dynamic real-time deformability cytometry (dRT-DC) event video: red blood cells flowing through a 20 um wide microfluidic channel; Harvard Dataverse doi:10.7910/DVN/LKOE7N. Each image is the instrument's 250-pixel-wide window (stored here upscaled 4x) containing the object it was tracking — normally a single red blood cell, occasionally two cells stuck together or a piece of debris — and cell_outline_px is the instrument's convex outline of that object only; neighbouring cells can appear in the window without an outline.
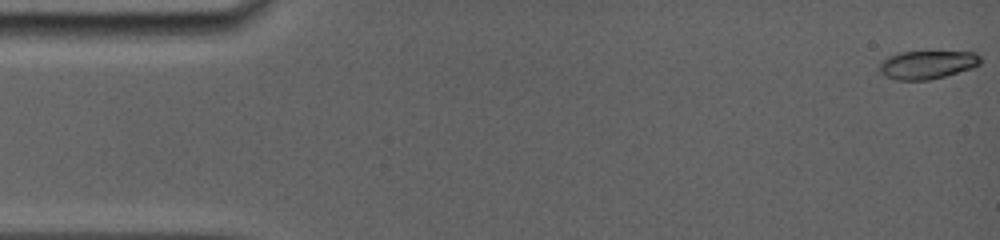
{"species": "common noctule bat (a hibernating species)", "species_latin": "Nyctalus noctula", "temperature_condition": "room temperature", "stored_images_in_passage": 12, "camera_frame_rate_fps": 5000, "um_per_image_px": 0.085, "animal": {"sex": "female", "body_mass_g": 19.0, "forearm_length_mm": 56.7}, "frame": {"image": 1, "passage_image": 1, "time_ms": 0.0, "image_size_px": [1000, 240], "cell_outline_px": [[980, 64], [972, 68], [944, 76], [928, 80], [896, 80], [880, 72], [876, 68], [880, 60], [888, 56], [900, 52], [976, 52], [980, 56]], "centroid_in_image_um": [78.76, 5.49], "position_along_channel_um": 6.2, "area_um2": 16.7}}
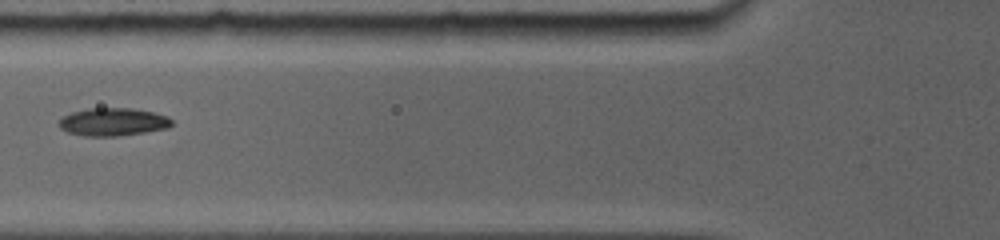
{"frame": {"image": 2, "passage_image": 9, "time_ms": 6.2, "image_size_px": [1000, 240], "cell_outline_px": [[172, 124], [168, 128], [144, 132], [116, 136], [84, 136], [68, 132], [60, 128], [60, 120], [64, 116], [72, 112], [88, 108], [132, 108], [152, 112], [168, 116], [172, 120]], "centroid_in_image_um": [9.62, 10.36], "position_along_channel_um": 116.2, "area_um2": 18.21}}
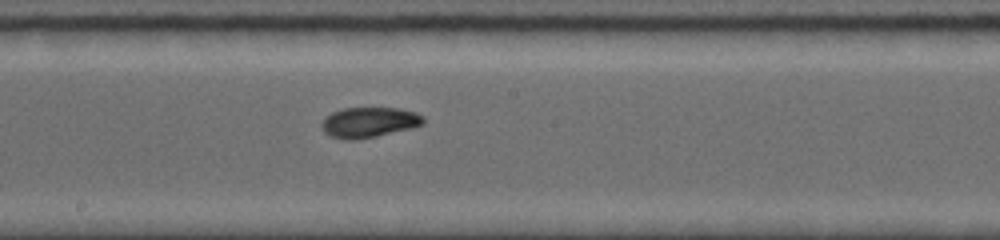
{"frame": {"image": 3, "passage_image": 12, "time_ms": 8.8, "image_size_px": [1000, 240], "cell_outline_px": [[424, 124], [412, 128], [376, 136], [356, 140], [344, 140], [332, 136], [324, 132], [320, 128], [320, 124], [332, 112], [344, 108], [396, 108], [416, 112], [424, 116]], "centroid_in_image_um": [31.38, 10.4], "position_along_channel_um": 216.8, "area_um2": 17.98}}